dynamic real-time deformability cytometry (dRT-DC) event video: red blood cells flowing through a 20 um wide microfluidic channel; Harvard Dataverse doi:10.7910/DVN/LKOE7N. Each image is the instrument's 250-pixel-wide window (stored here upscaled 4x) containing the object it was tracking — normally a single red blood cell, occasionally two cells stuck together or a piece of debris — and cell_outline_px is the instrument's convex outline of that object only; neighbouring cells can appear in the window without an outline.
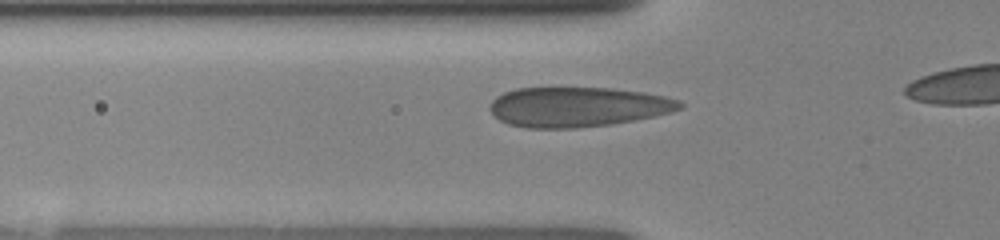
{"species": "human", "species_latin": "Homo sapiens", "temperature_condition": "room temperature", "stored_images_in_passage": 27, "camera_frame_rate_fps": 3000, "um_per_image_px": 0.085, "donor": {"sex": "female"}, "frame": {"image": 1, "passage_image": 2, "time_ms": 0.333, "image_size_px": [1000, 240], "cell_outline_px": [[684, 108], [672, 112], [612, 124], [576, 128], [524, 128], [508, 124], [492, 116], [488, 108], [492, 100], [496, 96], [504, 92], [516, 88], [612, 88], [644, 92], [664, 96], [680, 100], [684, 104]], "centroid_in_image_um": [49.08, 9.09], "position_along_channel_um": 76.7, "area_um2": 44.45}}
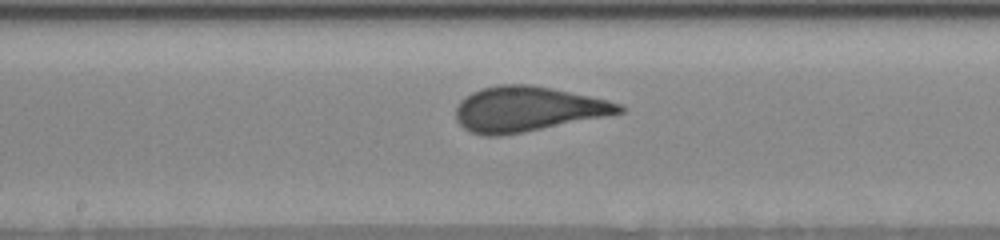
{"frame": {"image": 2, "passage_image": 11, "time_ms": 3.333, "image_size_px": [1000, 240], "cell_outline_px": [[624, 112], [524, 132], [500, 136], [484, 136], [468, 132], [456, 120], [456, 104], [460, 100], [472, 92], [480, 88], [500, 84], [528, 84], [552, 88], [608, 100], [620, 104], [624, 108]], "centroid_in_image_um": [44.77, 9.27], "position_along_channel_um": 203.4, "area_um2": 42.77}}
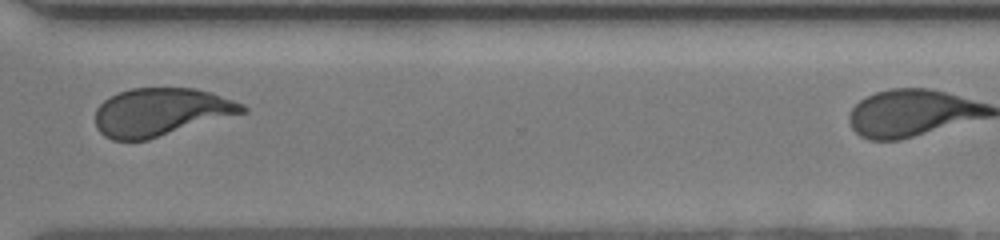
{"frame": {"image": 3, "passage_image": 22, "time_ms": 7.0, "image_size_px": [1000, 240], "cell_outline_px": [[248, 112], [148, 140], [112, 140], [104, 136], [96, 128], [96, 108], [104, 100], [120, 92], [132, 88], [196, 88], [212, 92], [244, 104], [248, 108]], "centroid_in_image_um": [13.71, 9.53], "position_along_channel_um": 356.9, "area_um2": 41.33}}